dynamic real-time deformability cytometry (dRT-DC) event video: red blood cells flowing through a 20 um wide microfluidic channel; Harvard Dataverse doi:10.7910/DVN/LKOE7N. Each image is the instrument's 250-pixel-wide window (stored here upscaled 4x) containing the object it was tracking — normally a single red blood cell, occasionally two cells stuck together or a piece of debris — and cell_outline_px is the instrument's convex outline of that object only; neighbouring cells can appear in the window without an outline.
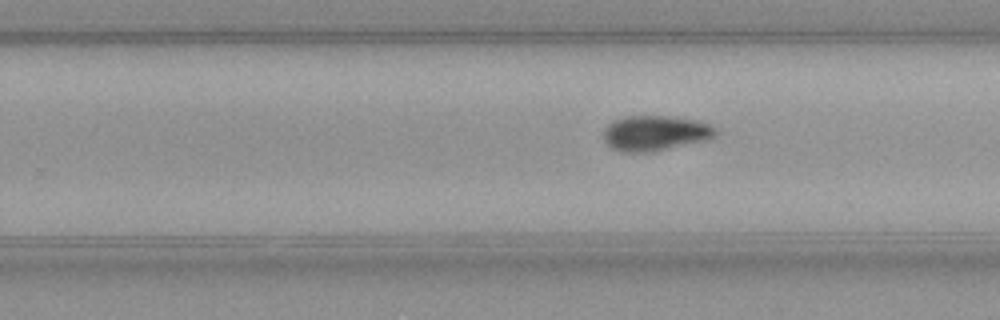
{"species": "common noctule bat (a hibernating species)", "species_latin": "Nyctalus noctula", "temperature_condition": "warm", "stored_images_in_passage": 29, "segment_of_instrument_passage": [2, 2], "camera_frame_rate_fps": 3000, "um_per_image_px": 0.085, "animal": {"sex": "female", "body_mass_g": 21.9}, "frame": {"image": 1, "passage_image": 29, "time_ms": 9.333, "image_size_px": [1000, 320], "cell_outline_px": [[720, 132], [716, 136], [708, 140], [652, 152], [620, 152], [608, 148], [604, 140], [604, 128], [612, 120], [624, 116], [672, 116], [696, 120], [708, 124], [716, 128]], "centroid_in_image_um": [55.68, 11.32], "position_along_channel_um": 274.1, "area_um2": 23.52}}